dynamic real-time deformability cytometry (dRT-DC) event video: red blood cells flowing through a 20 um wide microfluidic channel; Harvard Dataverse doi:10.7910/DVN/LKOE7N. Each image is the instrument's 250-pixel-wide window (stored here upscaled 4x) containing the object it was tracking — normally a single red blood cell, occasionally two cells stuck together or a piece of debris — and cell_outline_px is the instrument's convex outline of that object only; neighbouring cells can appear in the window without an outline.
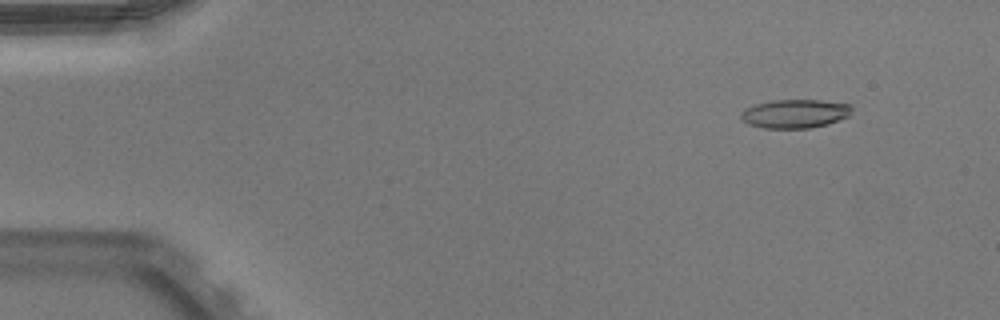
{"species": "Egyptian fruit bat (a non-hibernating species)", "species_latin": "Rousettus aegyptiacus", "temperature_condition": "warm", "stored_images_in_passage": 52, "camera_frame_rate_fps": 3000, "um_per_image_px": 0.085, "animal": {"sex": "male"}, "frame": {"image": 1, "passage_image": 6, "time_ms": 1.667, "image_size_px": [1000, 320], "cell_outline_px": [[852, 108], [848, 116], [828, 124], [812, 128], [764, 128], [748, 124], [740, 116], [744, 108], [756, 104], [772, 100], [820, 100], [852, 104]], "centroid_in_image_um": [67.58, 9.66], "position_along_channel_um": 17.4, "area_um2": 18.55}}
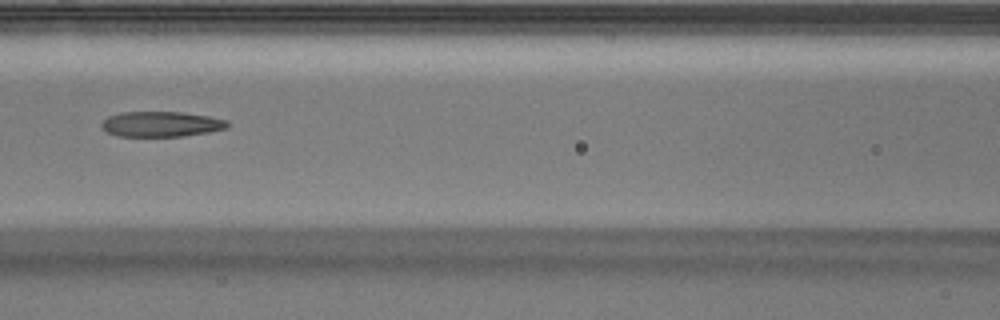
{"frame": {"image": 2, "passage_image": 24, "time_ms": 7.667, "image_size_px": [1000, 320], "cell_outline_px": [[228, 128], [208, 132], [180, 136], [116, 136], [104, 132], [100, 124], [108, 116], [120, 112], [184, 112], [208, 116], [228, 120]], "centroid_in_image_um": [13.66, 10.55], "position_along_channel_um": 152.9, "area_um2": 18.67}}
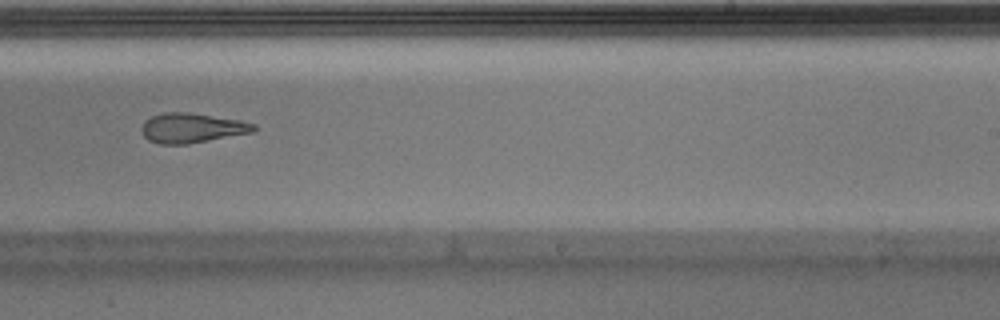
{"frame": {"image": 3, "passage_image": 33, "time_ms": 10.667, "image_size_px": [1000, 320], "cell_outline_px": [[256, 128], [252, 132], [188, 144], [160, 144], [148, 140], [144, 136], [140, 128], [144, 120], [152, 116], [164, 112], [188, 112], [240, 120], [256, 124]], "centroid_in_image_um": [16.27, 10.87], "position_along_channel_um": 272.7, "area_um2": 19.42}, "authors_computed_cell_mechanics": {"area_um2": 19.4786, "velocity_mm_per_s": 3.9991, "shape_relaxation_time_tau1_ms": null, "shape_relaxation_time_tau2_ms": 1.4281, "deformation_change_tau1": null, "deformation_change_tau2": 0.0959}}